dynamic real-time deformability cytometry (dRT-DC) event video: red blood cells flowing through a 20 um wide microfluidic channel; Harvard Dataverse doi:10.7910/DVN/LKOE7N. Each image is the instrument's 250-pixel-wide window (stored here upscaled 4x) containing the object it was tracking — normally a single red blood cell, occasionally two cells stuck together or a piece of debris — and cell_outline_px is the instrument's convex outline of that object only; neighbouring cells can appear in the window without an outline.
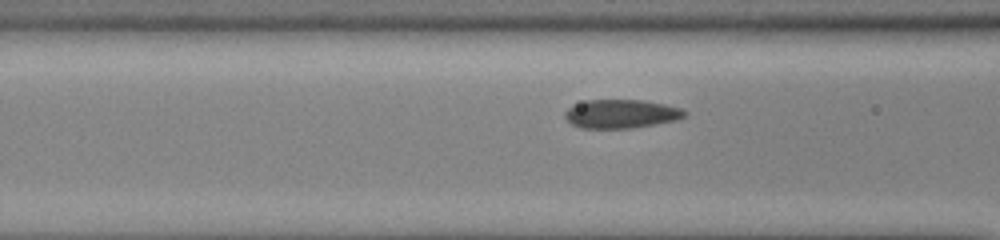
{"species": "common noctule bat (a hibernating species)", "species_latin": "Nyctalus noctula", "temperature_condition": "cold", "stored_images_in_passage": 19, "camera_frame_rate_fps": 3000, "um_per_image_px": 0.085, "animal": {"sex": "male", "body_mass_g": 13.0, "forearm_length_mm": 53.1}, "frame": {"image": 1, "passage_image": 17, "time_ms": 5.333, "image_size_px": [1000, 240], "cell_outline_px": [[688, 112], [684, 116], [676, 120], [632, 128], [580, 128], [572, 124], [564, 116], [564, 112], [568, 108], [588, 100], [644, 100], [664, 104], [680, 108]], "centroid_in_image_um": [52.8, 9.68], "position_along_channel_um": 113.8, "area_um2": 19.83}}